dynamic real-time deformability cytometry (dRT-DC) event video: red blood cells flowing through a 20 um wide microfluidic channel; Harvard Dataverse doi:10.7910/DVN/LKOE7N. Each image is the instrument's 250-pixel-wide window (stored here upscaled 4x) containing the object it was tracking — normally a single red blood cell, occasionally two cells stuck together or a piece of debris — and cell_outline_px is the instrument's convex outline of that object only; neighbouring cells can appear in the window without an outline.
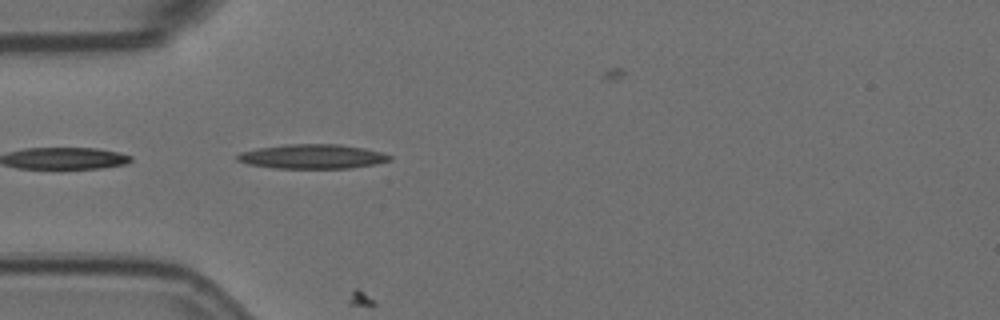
{"species": "Egyptian fruit bat (a non-hibernating species)", "species_latin": "Rousettus aegyptiacus", "temperature_condition": "room temperature", "stored_images_in_passage": 3, "camera_frame_rate_fps": 3000, "um_per_image_px": 0.085, "animal": {"sex": "female"}, "frame": {"image": 1, "passage_image": 2, "time_ms": 0.333, "image_size_px": [1000, 320], "cell_outline_px": [[392, 160], [376, 164], [352, 168], [272, 168], [248, 164], [236, 160], [236, 156], [240, 152], [260, 148], [288, 144], [340, 144], [364, 148], [384, 152], [392, 156]], "centroid_in_image_um": [26.6, 13.3], "position_along_channel_um": 58.4, "area_um2": 21.79}}